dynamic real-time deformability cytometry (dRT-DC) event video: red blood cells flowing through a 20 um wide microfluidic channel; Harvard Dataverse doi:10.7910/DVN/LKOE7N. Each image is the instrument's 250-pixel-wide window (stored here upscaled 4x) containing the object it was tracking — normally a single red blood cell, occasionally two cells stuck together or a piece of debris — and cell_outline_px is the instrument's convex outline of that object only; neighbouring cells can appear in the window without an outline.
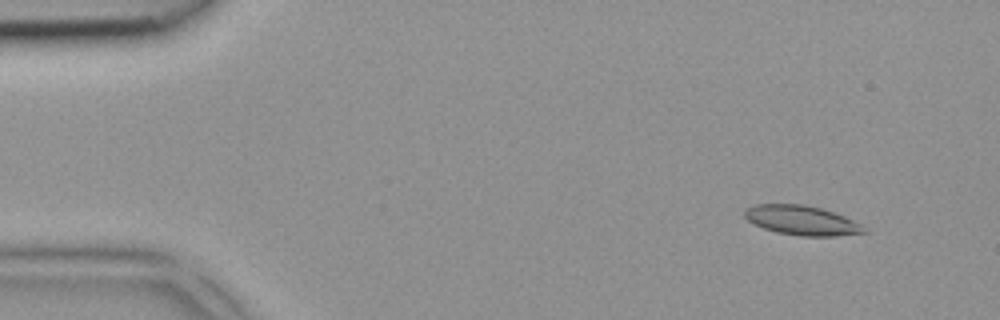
{"species": "common noctule bat (a hibernating species)", "species_latin": "Nyctalus noctula", "temperature_condition": "room temperature", "stored_images_in_passage": 3, "camera_frame_rate_fps": 3000, "um_per_image_px": 0.085, "animal": {"sex": "female", "body_mass_g": 18.4}, "frame": {"image": 1, "passage_image": 1, "time_ms": 0.0, "image_size_px": [1000, 320], "cell_outline_px": [[868, 232], [836, 236], [800, 236], [776, 232], [764, 228], [748, 220], [744, 216], [744, 208], [756, 204], [804, 204], [820, 208], [844, 216], [860, 224]], "centroid_in_image_um": [68.12, 18.73], "position_along_channel_um": 16.9, "area_um2": 20.4}}